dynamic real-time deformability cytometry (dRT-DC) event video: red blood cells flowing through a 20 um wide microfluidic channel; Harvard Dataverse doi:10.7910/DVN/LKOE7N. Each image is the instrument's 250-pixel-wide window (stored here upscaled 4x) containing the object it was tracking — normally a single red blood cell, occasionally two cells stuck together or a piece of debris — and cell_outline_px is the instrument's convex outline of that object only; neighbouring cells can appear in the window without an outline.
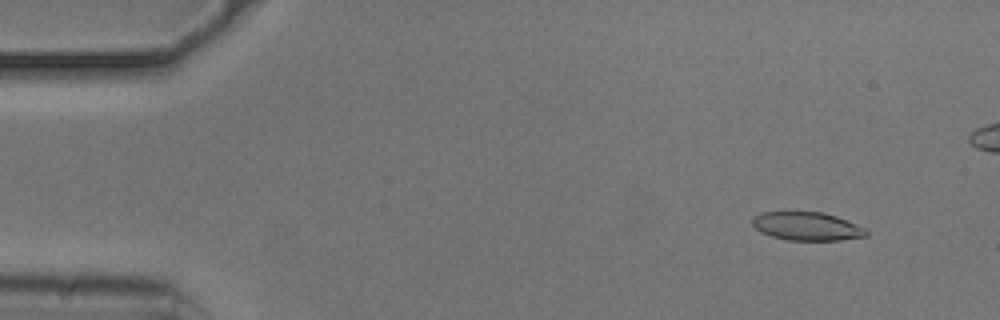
{"species": "common noctule bat (a hibernating species)", "species_latin": "Nyctalus noctula", "temperature_condition": "cold", "stored_images_in_passage": 11, "camera_frame_rate_fps": 3000, "um_per_image_px": 0.085, "animal": {"sex": "male", "body_mass_g": 20.5, "forearm_length_mm": 52.5}, "frame": {"image": 1, "passage_image": 5, "time_ms": 1.333, "image_size_px": [1000, 320], "cell_outline_px": [[868, 236], [840, 240], [788, 240], [772, 236], [760, 232], [752, 224], [752, 220], [756, 216], [764, 212], [820, 212], [836, 216], [868, 228]], "centroid_in_image_um": [68.65, 19.24], "position_along_channel_um": 16.4, "area_um2": 18.79}}